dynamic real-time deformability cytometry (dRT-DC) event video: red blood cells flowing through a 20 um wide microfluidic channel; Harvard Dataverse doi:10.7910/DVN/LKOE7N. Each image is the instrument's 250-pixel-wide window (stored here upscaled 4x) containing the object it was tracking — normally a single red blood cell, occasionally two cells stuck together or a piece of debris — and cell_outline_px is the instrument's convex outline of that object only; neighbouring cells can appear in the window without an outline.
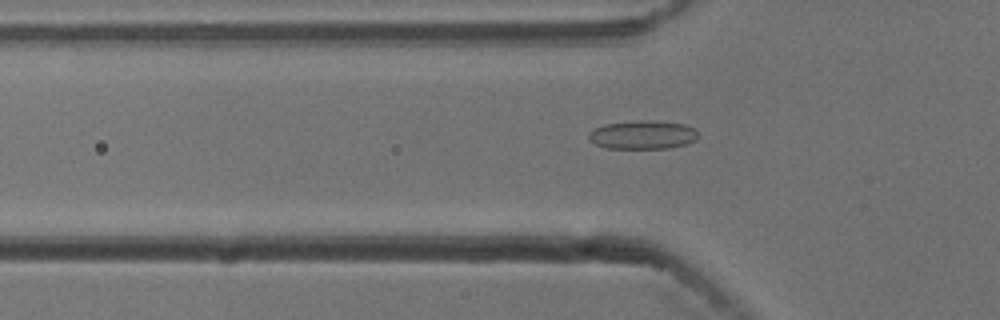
{"species": "common noctule bat (a hibernating species)", "species_latin": "Nyctalus noctula", "temperature_condition": "cold", "stored_images_in_passage": 54, "camera_frame_rate_fps": 3000, "um_per_image_px": 0.085, "animal": {"sex": "male", "body_mass_g": 13.3}, "frame": {"image": 1, "passage_image": 17, "time_ms": 5.333, "image_size_px": [1000, 320], "cell_outline_px": [[696, 140], [684, 144], [668, 148], [608, 148], [596, 144], [588, 140], [588, 132], [604, 124], [640, 120], [648, 120], [688, 124], [696, 128]], "centroid_in_image_um": [54.63, 11.45], "position_along_channel_um": 71.2, "area_um2": 18.21}}
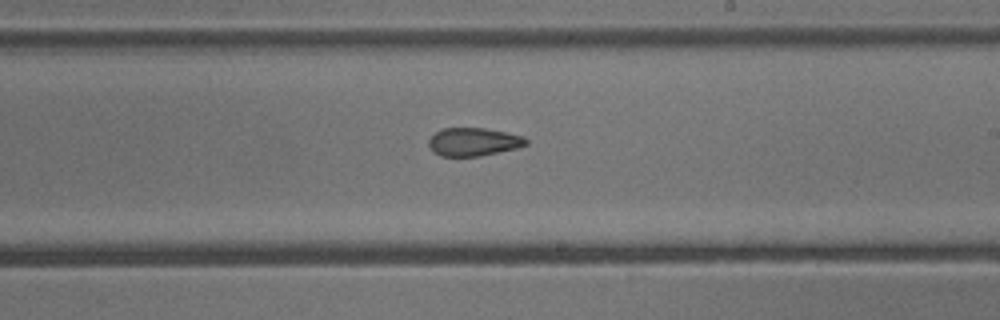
{"frame": {"image": 2, "passage_image": 31, "time_ms": 10.0, "image_size_px": [1000, 320], "cell_outline_px": [[528, 144], [516, 148], [480, 156], [440, 156], [428, 144], [428, 140], [440, 128], [484, 128], [524, 136], [528, 140]], "centroid_in_image_um": [40.26, 12.05], "position_along_channel_um": 248.7, "area_um2": 15.84}}
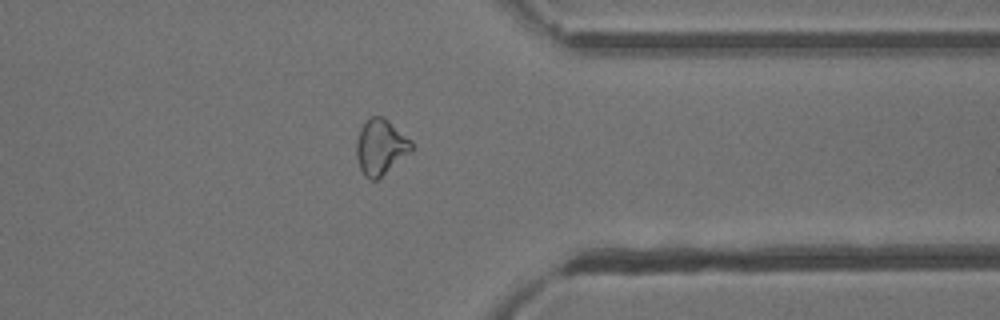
{"frame": {"image": 3, "passage_image": 42, "time_ms": 13.667, "image_size_px": [1000, 320], "cell_outline_px": [[412, 152], [376, 180], [372, 180], [364, 176], [360, 168], [356, 156], [356, 140], [360, 128], [368, 116], [384, 116], [412, 140]], "centroid_in_image_um": [32.35, 12.46], "position_along_channel_um": 379.1, "area_um2": 18.09}, "authors_computed_cell_mechanics": {"area_um2": 18.1492, "velocity_mm_per_s": 3.7902, "shape_relaxation_time_tau1_ms": null, "shape_relaxation_time_tau2_ms": 2.44, "deformation_change_tau1": null, "deformation_change_tau2": 0.0943}}